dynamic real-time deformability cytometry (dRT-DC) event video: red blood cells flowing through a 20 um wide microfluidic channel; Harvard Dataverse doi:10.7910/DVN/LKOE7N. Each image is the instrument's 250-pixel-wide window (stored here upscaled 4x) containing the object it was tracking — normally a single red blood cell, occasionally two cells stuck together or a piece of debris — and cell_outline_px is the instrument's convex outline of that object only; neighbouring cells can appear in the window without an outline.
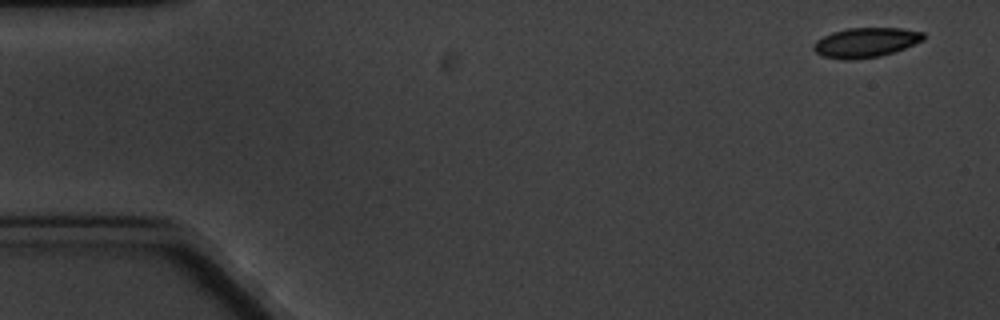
{"species": "common noctule bat (a hibernating species)", "species_latin": "Nyctalus noctula", "temperature_condition": "cold", "stored_images_in_passage": 5, "camera_frame_rate_fps": 3000, "um_per_image_px": 0.085, "animal": {"sex": "male", "body_mass_g": 20.1, "forearm_length_mm": 53.5}, "frame": {"image": 1, "passage_image": 1, "time_ms": 0.0, "image_size_px": [1000, 320], "cell_outline_px": [[924, 40], [896, 52], [880, 56], [852, 60], [844, 60], [820, 56], [812, 48], [812, 44], [816, 40], [832, 32], [848, 28], [900, 28], [924, 32]], "centroid_in_image_um": [73.57, 3.62], "position_along_channel_um": 11.4, "area_um2": 19.25}}
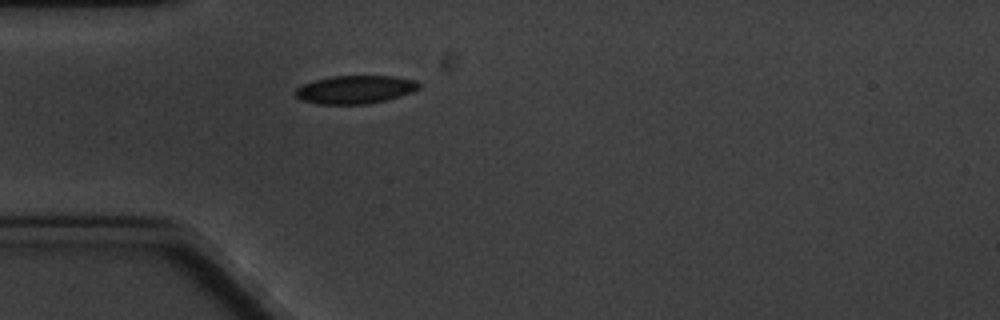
{"frame": {"image": 2, "passage_image": 5, "time_ms": 4.667, "image_size_px": [1000, 320], "cell_outline_px": [[420, 88], [412, 92], [400, 96], [384, 100], [364, 104], [320, 104], [300, 100], [296, 96], [296, 88], [304, 84], [316, 80], [332, 76], [396, 76], [416, 80], [420, 84]], "centroid_in_image_um": [30.21, 7.6], "position_along_channel_um": 54.8, "area_um2": 20.17}}